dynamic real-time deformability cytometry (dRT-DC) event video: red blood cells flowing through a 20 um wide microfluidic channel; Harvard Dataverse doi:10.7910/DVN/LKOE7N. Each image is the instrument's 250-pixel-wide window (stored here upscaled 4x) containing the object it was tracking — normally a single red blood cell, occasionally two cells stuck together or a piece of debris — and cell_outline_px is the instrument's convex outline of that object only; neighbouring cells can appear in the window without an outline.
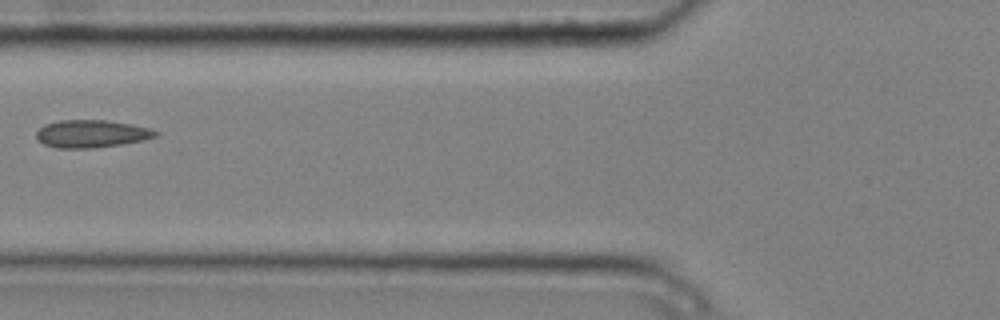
{"species": "common noctule bat (a hibernating species)", "species_latin": "Nyctalus noctula", "temperature_condition": "cold", "stored_images_in_passage": 6, "camera_frame_rate_fps": 3000, "um_per_image_px": 0.085, "animal": {"sex": "male", "body_mass_g": 20.4}, "frame": {"image": 1, "passage_image": 6, "time_ms": 1.667, "image_size_px": [1000, 320], "cell_outline_px": [[160, 136], [144, 140], [124, 144], [92, 148], [56, 148], [44, 144], [36, 140], [36, 132], [44, 124], [60, 120], [104, 120], [128, 124], [148, 128], [160, 132]], "centroid_in_image_um": [7.77, 11.38], "position_along_channel_um": 118.0, "area_um2": 19.31}}